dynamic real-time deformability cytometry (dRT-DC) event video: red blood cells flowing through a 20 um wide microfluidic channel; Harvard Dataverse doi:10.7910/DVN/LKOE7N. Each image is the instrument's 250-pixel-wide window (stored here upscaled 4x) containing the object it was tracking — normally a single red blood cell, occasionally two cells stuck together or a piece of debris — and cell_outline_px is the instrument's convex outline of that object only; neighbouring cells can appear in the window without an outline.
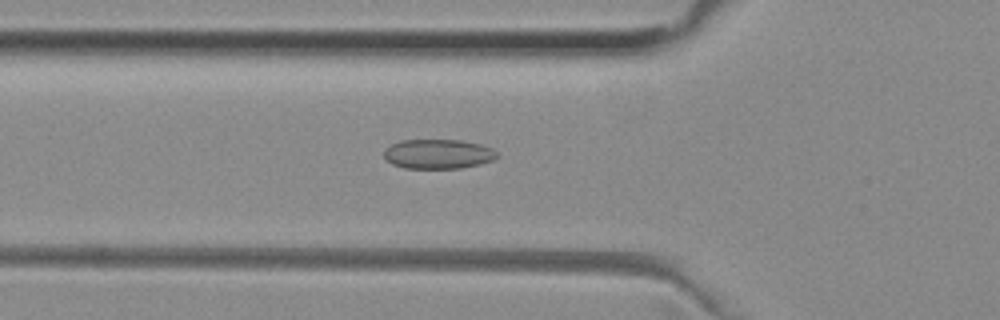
{"species": "common noctule bat (a hibernating species)", "species_latin": "Nyctalus noctula", "temperature_condition": "room temperature", "stored_images_in_passage": 40, "camera_frame_rate_fps": 3000, "um_per_image_px": 0.085, "animal": {"sex": "female", "body_mass_g": 29.2, "forearm_length_mm": 56.3}, "frame": {"image": 1, "passage_image": 6, "time_ms": 1.667, "image_size_px": [1000, 320], "cell_outline_px": [[500, 156], [492, 160], [480, 164], [460, 168], [404, 168], [392, 164], [384, 156], [384, 148], [400, 140], [460, 140], [480, 144], [492, 148]], "centroid_in_image_um": [37.24, 13.08], "position_along_channel_um": 88.6, "area_um2": 19.48}}
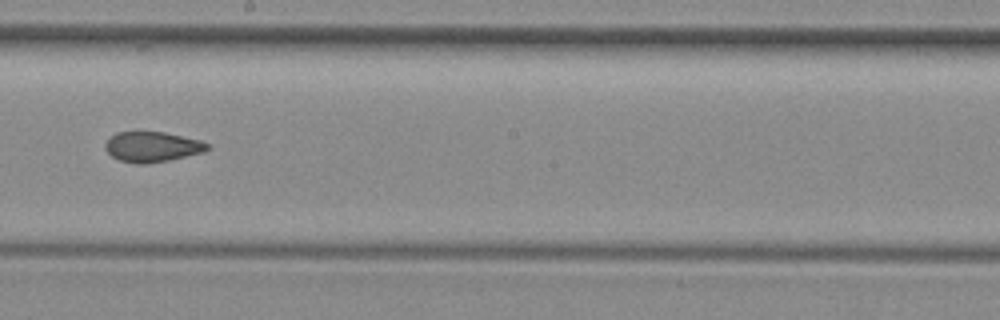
{"frame": {"image": 2, "passage_image": 17, "time_ms": 5.333, "image_size_px": [1000, 320], "cell_outline_px": [[208, 148], [204, 152], [168, 160], [148, 164], [136, 164], [120, 160], [112, 156], [104, 148], [104, 144], [116, 132], [164, 132], [200, 140], [208, 144]], "centroid_in_image_um": [12.92, 12.48], "position_along_channel_um": 235.3, "area_um2": 17.86}}
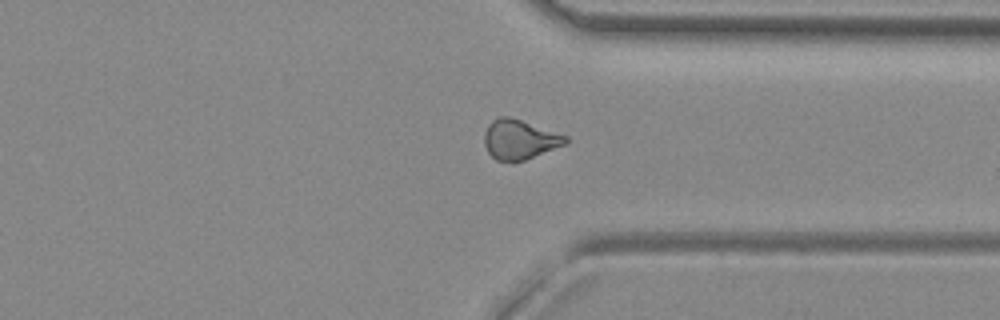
{"frame": {"image": 3, "passage_image": 27, "time_ms": 8.667, "image_size_px": [1000, 320], "cell_outline_px": [[568, 144], [524, 160], [512, 164], [496, 160], [488, 152], [484, 144], [484, 132], [488, 124], [492, 120], [500, 116], [508, 116], [568, 136]], "centroid_in_image_um": [44.15, 11.89], "position_along_channel_um": 367.2, "area_um2": 19.02}, "authors_computed_cell_mechanics": {"area_um2": 18.6116, "velocity_mm_per_s": 3.9946, "shape_relaxation_time_tau1_ms": null, "shape_relaxation_time_tau2_ms": 2.6752, "deformation_change_tau1": null, "deformation_change_tau2": 0.0817}}